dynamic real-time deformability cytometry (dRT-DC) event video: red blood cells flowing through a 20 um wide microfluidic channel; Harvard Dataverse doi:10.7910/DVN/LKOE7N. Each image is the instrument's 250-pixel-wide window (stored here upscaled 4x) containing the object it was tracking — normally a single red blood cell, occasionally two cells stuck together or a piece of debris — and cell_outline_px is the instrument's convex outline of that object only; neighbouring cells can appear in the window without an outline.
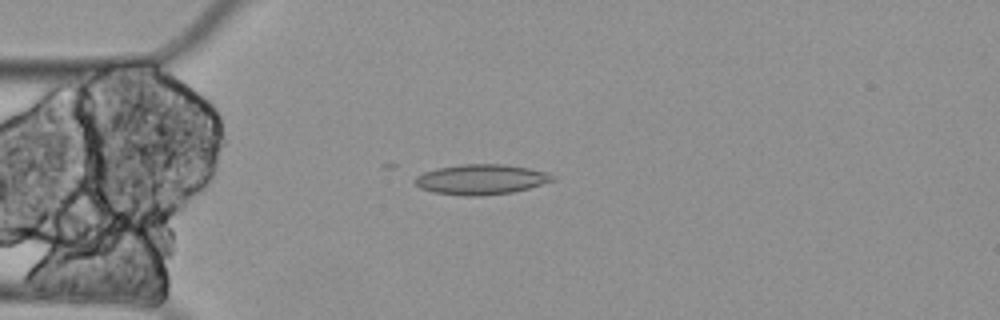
{"species": "Egyptian fruit bat (a non-hibernating species)", "species_latin": "Rousettus aegyptiacus", "temperature_condition": "cold", "stored_images_in_passage": 4, "camera_frame_rate_fps": 3000, "um_per_image_px": 0.085, "animal": {"sex": "female"}, "frame": {"image": 1, "passage_image": 4, "time_ms": 1.0, "image_size_px": [1000, 320], "cell_outline_px": [[556, 180], [528, 188], [512, 192], [480, 196], [464, 196], [432, 192], [420, 188], [412, 180], [416, 176], [424, 172], [436, 168], [464, 164], [504, 164], [528, 168], [548, 172], [556, 176]], "centroid_in_image_um": [40.89, 15.25], "position_along_channel_um": 44.1, "area_um2": 24.33}}